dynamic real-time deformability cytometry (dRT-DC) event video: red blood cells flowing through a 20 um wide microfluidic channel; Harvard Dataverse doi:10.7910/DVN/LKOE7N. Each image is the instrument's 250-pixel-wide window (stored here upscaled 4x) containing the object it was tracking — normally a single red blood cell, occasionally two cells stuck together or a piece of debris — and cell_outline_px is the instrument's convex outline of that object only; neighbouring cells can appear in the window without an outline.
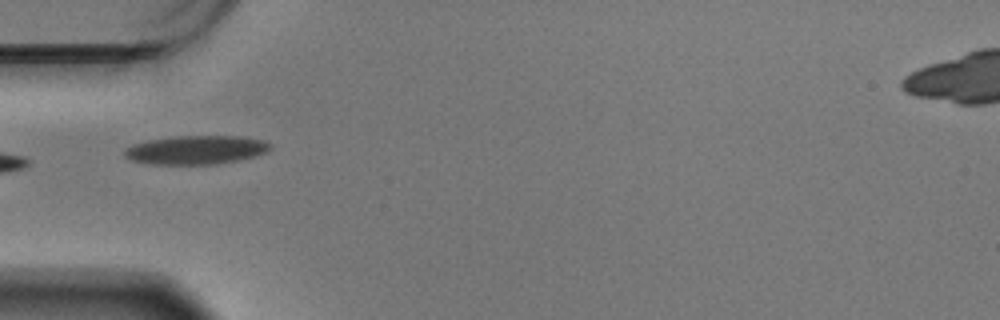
{"species": "Egyptian fruit bat (a non-hibernating species)", "species_latin": "Rousettus aegyptiacus", "temperature_condition": "warm", "stored_images_in_passage": 26, "camera_frame_rate_fps": 3000, "um_per_image_px": 0.085, "animal": {"sex": "male"}, "frame": {"image": 1, "passage_image": 1, "time_ms": 0.0, "image_size_px": [1000, 320], "cell_outline_px": [[272, 148], [264, 152], [252, 156], [236, 160], [216, 164], [148, 164], [132, 160], [124, 156], [124, 148], [132, 144], [148, 140], [176, 136], [240, 136], [264, 140], [272, 144]], "centroid_in_image_um": [16.62, 12.73], "position_along_channel_um": 68.4, "area_um2": 24.33}}